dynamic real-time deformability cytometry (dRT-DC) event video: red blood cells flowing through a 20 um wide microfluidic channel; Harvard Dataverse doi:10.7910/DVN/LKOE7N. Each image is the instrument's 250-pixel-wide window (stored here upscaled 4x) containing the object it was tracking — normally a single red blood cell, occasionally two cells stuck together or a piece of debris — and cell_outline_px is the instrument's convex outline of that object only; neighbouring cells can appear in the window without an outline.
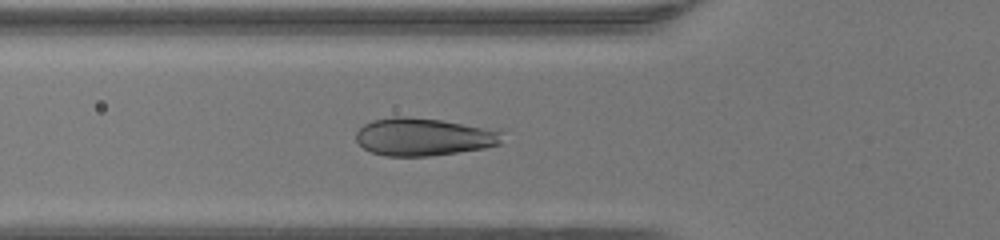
{"species": "human", "species_latin": "Homo sapiens", "temperature_condition": "warm", "stored_images_in_passage": 32, "camera_frame_rate_fps": 3000, "um_per_image_px": 0.085, "donor": {"sex": "female"}, "frame": {"image": 1, "passage_image": 2, "time_ms": 0.333, "image_size_px": [1000, 240], "cell_outline_px": [[500, 144], [484, 148], [428, 156], [388, 156], [372, 152], [364, 148], [356, 140], [356, 132], [364, 124], [372, 120], [392, 116], [408, 116], [440, 120], [500, 132]], "centroid_in_image_um": [35.89, 11.63], "position_along_channel_um": 89.9, "area_um2": 31.44}}
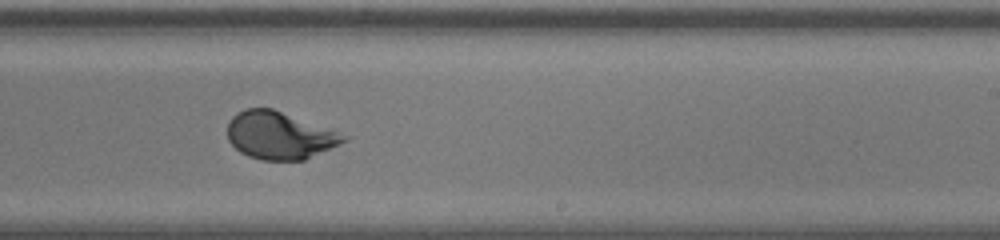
{"frame": {"image": 2, "passage_image": 14, "time_ms": 4.333, "image_size_px": [1000, 240], "cell_outline_px": [[352, 136], [348, 140], [304, 160], [260, 160], [248, 156], [240, 152], [228, 140], [228, 124], [232, 116], [248, 108], [272, 108]], "centroid_in_image_um": [23.79, 11.51], "position_along_channel_um": 265.2, "area_um2": 32.14}}
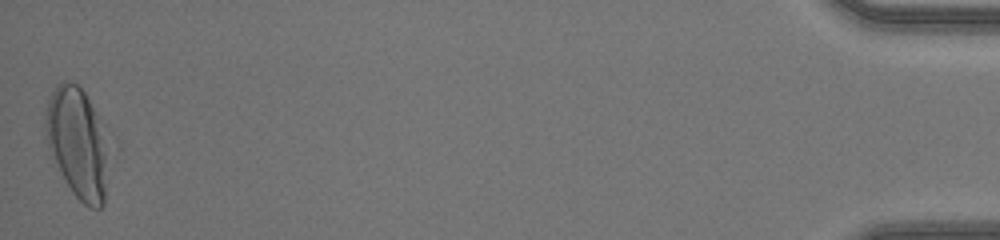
{"frame": {"image": 3, "passage_image": 32, "time_ms": 10.333, "image_size_px": [1000, 240], "cell_outline_px": [[104, 204], [100, 208], [88, 208], [72, 192], [48, 148], [44, 124], [44, 116], [48, 100], [56, 84], [64, 80], [76, 84], [84, 92], [96, 116], [104, 136]], "centroid_in_image_um": [6.5, 12.11], "position_along_channel_um": 428.7, "area_um2": 38.84}}